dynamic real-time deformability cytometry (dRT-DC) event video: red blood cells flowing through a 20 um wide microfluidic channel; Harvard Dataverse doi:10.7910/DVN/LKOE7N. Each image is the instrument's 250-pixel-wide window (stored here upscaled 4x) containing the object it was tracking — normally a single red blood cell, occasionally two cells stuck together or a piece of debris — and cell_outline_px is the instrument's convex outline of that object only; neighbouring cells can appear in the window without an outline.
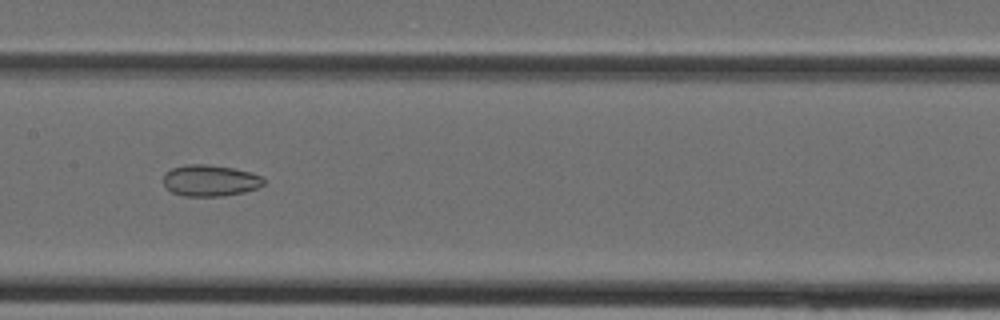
{"species": "Egyptian fruit bat (a non-hibernating species)", "species_latin": "Rousettus aegyptiacus", "temperature_condition": "cold", "stored_images_in_passage": 28, "camera_frame_rate_fps": 3000, "um_per_image_px": 0.085, "animal": {"sex": "female"}, "frame": {"image": 1, "passage_image": 9, "time_ms": 2.667, "image_size_px": [1000, 320], "cell_outline_px": [[264, 184], [256, 188], [244, 192], [224, 196], [184, 196], [172, 192], [164, 184], [164, 172], [172, 168], [188, 164], [208, 164], [232, 168], [252, 172], [264, 176]], "centroid_in_image_um": [17.88, 15.34], "position_along_channel_um": 189.5, "area_um2": 18.44}}
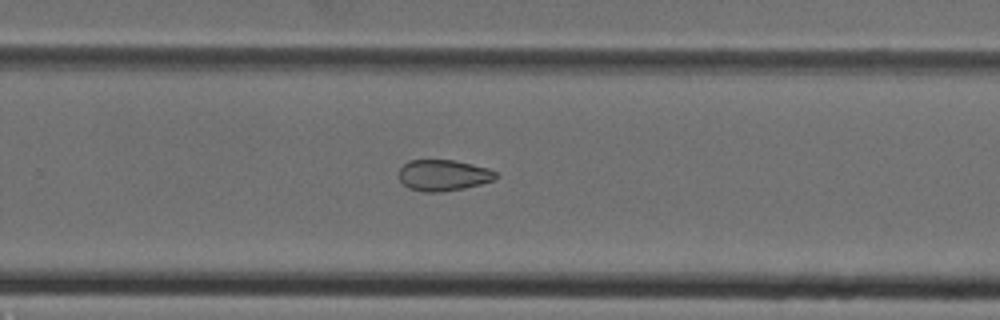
{"frame": {"image": 2, "passage_image": 15, "time_ms": 4.667, "image_size_px": [1000, 320], "cell_outline_px": [[500, 176], [492, 180], [480, 184], [464, 188], [440, 192], [424, 192], [408, 188], [400, 180], [400, 168], [408, 160], [452, 160], [472, 164], [488, 168], [496, 172]], "centroid_in_image_um": [37.69, 14.9], "position_along_channel_um": 292.1, "area_um2": 17.51}}
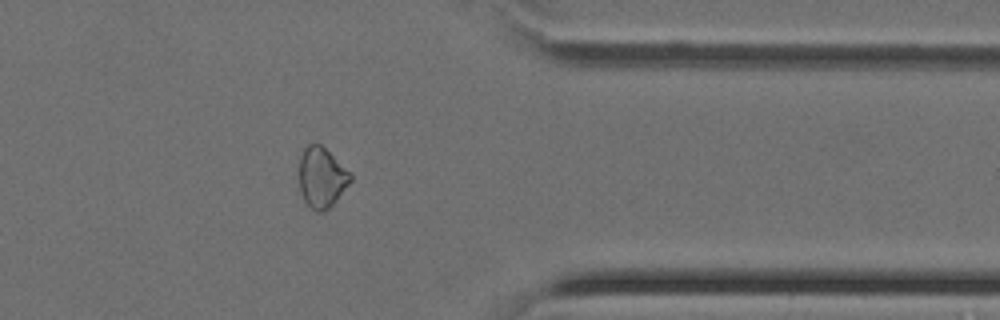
{"frame": {"image": 3, "passage_image": 21, "time_ms": 6.667, "image_size_px": [1000, 320], "cell_outline_px": [[352, 180], [336, 200], [324, 212], [316, 212], [304, 200], [300, 192], [300, 156], [304, 148], [308, 144], [320, 144], [352, 176]], "centroid_in_image_um": [27.32, 15.11], "position_along_channel_um": 384.1, "area_um2": 17.51}}